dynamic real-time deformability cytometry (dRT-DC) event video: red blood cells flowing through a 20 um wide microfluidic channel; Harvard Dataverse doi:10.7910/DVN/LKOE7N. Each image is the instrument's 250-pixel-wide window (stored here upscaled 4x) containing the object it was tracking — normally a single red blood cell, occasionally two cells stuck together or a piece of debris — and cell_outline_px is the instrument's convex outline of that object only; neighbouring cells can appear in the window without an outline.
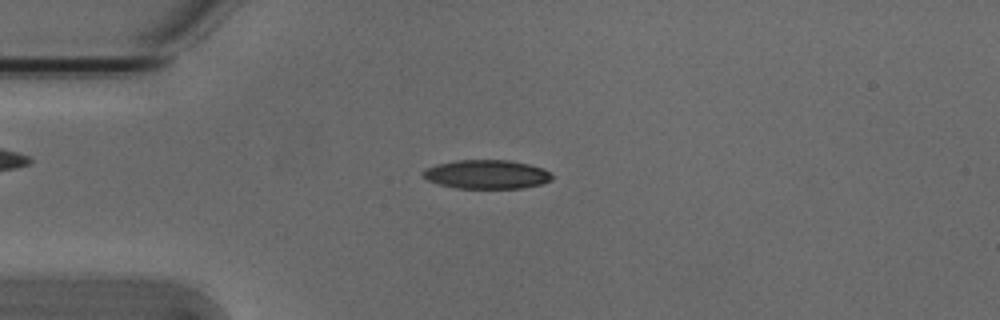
{"species": "Egyptian fruit bat (a non-hibernating species)", "species_latin": "Rousettus aegyptiacus", "temperature_condition": "cold", "stored_images_in_passage": 42, "camera_frame_rate_fps": 3000, "um_per_image_px": 0.085, "animal": {"sex": "male"}, "frame": {"image": 1, "passage_image": 2, "time_ms": 0.333, "image_size_px": [1000, 320], "cell_outline_px": [[552, 180], [544, 184], [520, 188], [456, 188], [440, 184], [428, 180], [420, 172], [424, 168], [436, 164], [456, 160], [508, 160], [528, 164], [544, 168], [552, 176]], "centroid_in_image_um": [41.36, 14.81], "position_along_channel_um": 43.6, "area_um2": 21.79}}
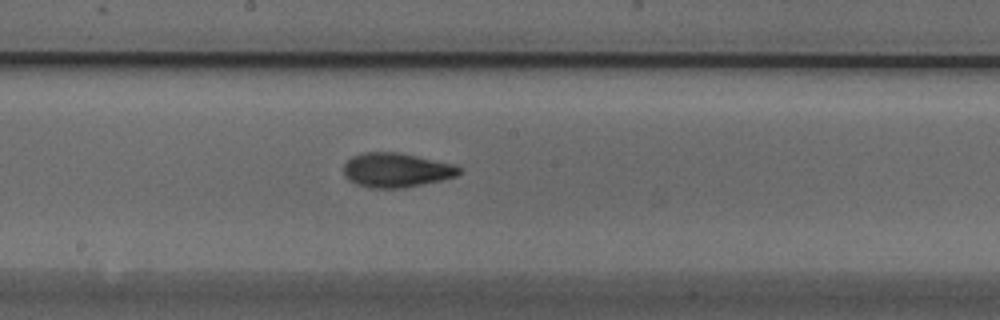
{"frame": {"image": 2, "passage_image": 17, "time_ms": 5.333, "image_size_px": [1000, 320], "cell_outline_px": [[464, 168], [456, 176], [440, 180], [404, 188], [372, 188], [356, 184], [348, 180], [344, 176], [344, 164], [352, 156], [364, 152], [396, 152], [456, 164]], "centroid_in_image_um": [33.69, 14.46], "position_along_channel_um": 214.5, "area_um2": 23.18}}
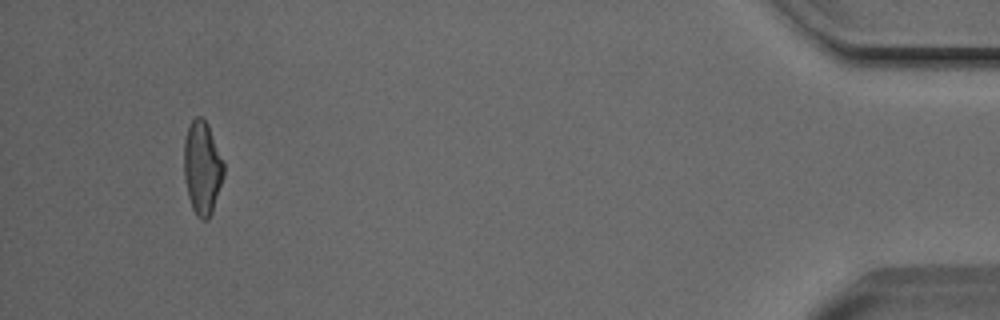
{"frame": {"image": 3, "passage_image": 39, "time_ms": 12.667, "image_size_px": [1000, 320], "cell_outline_px": [[224, 176], [212, 212], [208, 220], [200, 220], [196, 216], [192, 208], [188, 196], [184, 176], [184, 140], [188, 128], [192, 120], [196, 116], [200, 116], [208, 124], [224, 160]], "centroid_in_image_um": [17.2, 14.28], "position_along_channel_um": 418.0, "area_um2": 21.85}, "authors_computed_cell_mechanics": {"area_um2": 21.8484, "velocity_mm_per_s": 3.8346, "shape_relaxation_time_tau1_ms": 4.0, "shape_relaxation_time_tau2_ms": 2.6445, "deformation_change_tau1": 0.1506, "deformation_change_tau2": 0.1019}}